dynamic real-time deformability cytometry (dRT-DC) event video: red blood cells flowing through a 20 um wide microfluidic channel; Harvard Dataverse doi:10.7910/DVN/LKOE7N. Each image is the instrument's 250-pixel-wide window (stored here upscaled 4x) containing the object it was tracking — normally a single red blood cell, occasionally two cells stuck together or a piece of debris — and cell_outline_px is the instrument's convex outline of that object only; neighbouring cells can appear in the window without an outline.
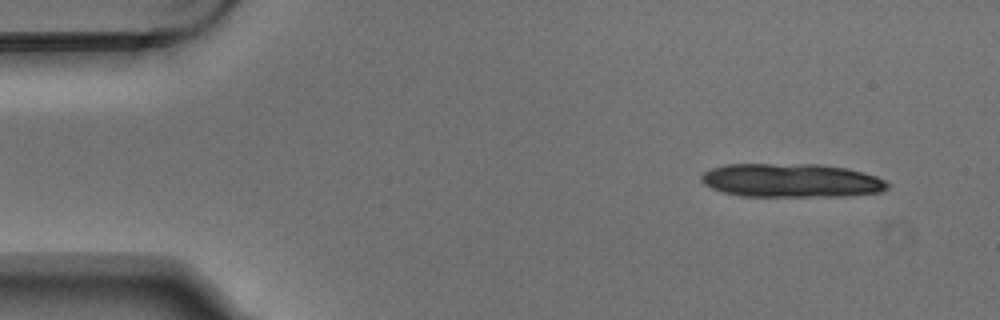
{"species": "Egyptian fruit bat (a non-hibernating species)", "species_latin": "Rousettus aegyptiacus", "temperature_condition": "warm", "stored_images_in_passage": 4, "camera_frame_rate_fps": 3000, "um_per_image_px": 0.085, "animal": {"sex": "male"}, "frame": {"image": 1, "passage_image": 1, "time_ms": 0.0, "image_size_px": [1000, 320], "cell_outline_px": [[888, 188], [880, 192], [844, 196], [740, 196], [720, 192], [704, 184], [700, 180], [700, 176], [704, 172], [712, 168], [724, 164], [820, 164], [848, 168], [876, 176], [884, 180], [888, 184]], "centroid_in_image_um": [67.22, 15.33], "position_along_channel_um": 17.8, "area_um2": 36.82}}
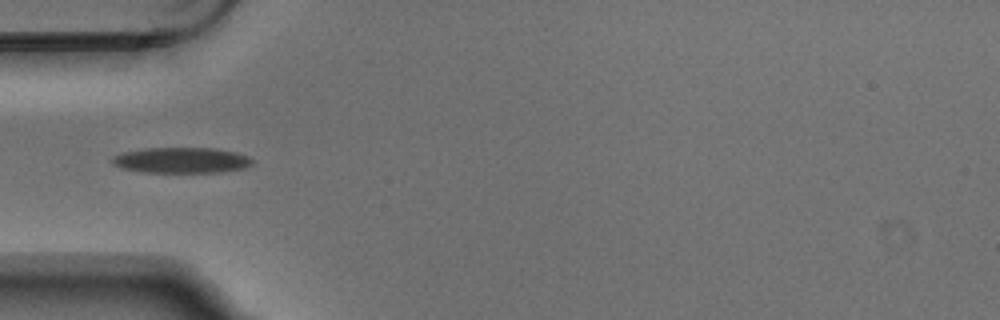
{"frame": {"image": 2, "passage_image": 4, "time_ms": 1.0, "image_size_px": [1000, 320], "cell_outline_px": [[252, 164], [244, 168], [220, 172], [144, 172], [120, 168], [112, 164], [108, 160], [112, 156], [124, 152], [144, 148], [212, 148], [236, 152], [248, 156], [252, 160]], "centroid_in_image_um": [15.36, 13.62], "position_along_channel_um": 69.6, "area_um2": 21.04}}